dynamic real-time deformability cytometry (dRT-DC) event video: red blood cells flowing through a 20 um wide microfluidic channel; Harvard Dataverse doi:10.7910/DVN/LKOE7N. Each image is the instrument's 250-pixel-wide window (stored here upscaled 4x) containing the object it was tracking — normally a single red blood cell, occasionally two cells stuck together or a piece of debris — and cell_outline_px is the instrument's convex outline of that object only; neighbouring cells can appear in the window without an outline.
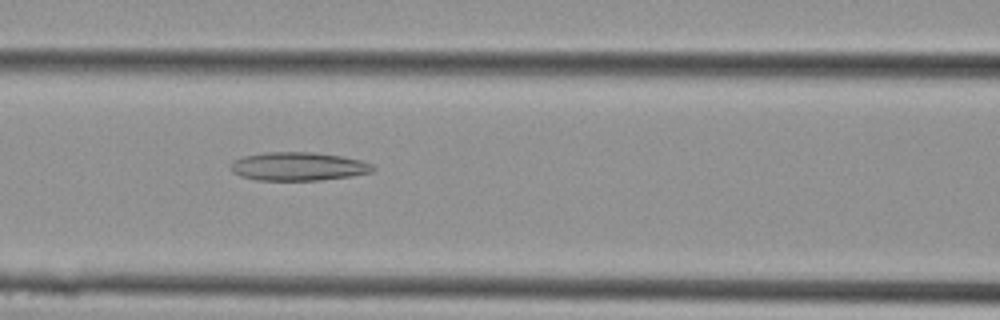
{"species": "Egyptian fruit bat (a non-hibernating species)", "species_latin": "Rousettus aegyptiacus", "temperature_condition": "cold", "stored_images_in_passage": 17, "camera_frame_rate_fps": 3000, "um_per_image_px": 0.085, "animal": {"sex": "female"}, "frame": {"image": 1, "passage_image": 12, "time_ms": 3.667, "image_size_px": [1000, 320], "cell_outline_px": [[376, 168], [372, 172], [348, 176], [320, 180], [256, 180], [240, 176], [232, 172], [232, 164], [236, 160], [244, 156], [264, 152], [308, 152], [340, 156], [360, 160], [372, 164]], "centroid_in_image_um": [25.35, 14.15], "position_along_channel_um": 141.2, "area_um2": 23.29}}
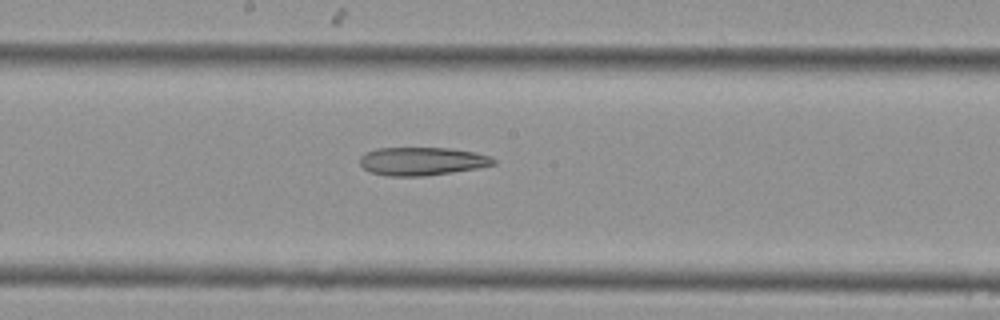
{"frame": {"image": 2, "passage_image": 15, "time_ms": 4.667, "image_size_px": [1000, 320], "cell_outline_px": [[496, 164], [476, 168], [452, 172], [424, 176], [384, 176], [368, 172], [360, 164], [360, 156], [364, 152], [376, 148], [448, 148], [476, 152], [492, 156], [496, 160]], "centroid_in_image_um": [35.85, 13.7], "position_along_channel_um": 212.4, "area_um2": 22.2}}
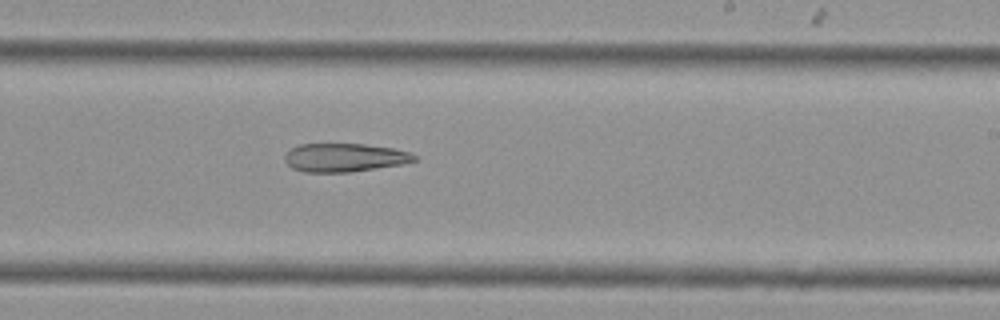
{"frame": {"image": 3, "passage_image": 17, "time_ms": 5.333, "image_size_px": [1000, 320], "cell_outline_px": [[416, 160], [404, 164], [348, 172], [304, 172], [292, 168], [284, 160], [284, 156], [292, 148], [300, 144], [364, 144], [392, 148], [408, 152], [416, 156]], "centroid_in_image_um": [29.27, 13.39], "position_along_channel_um": 259.7, "area_um2": 21.33}}